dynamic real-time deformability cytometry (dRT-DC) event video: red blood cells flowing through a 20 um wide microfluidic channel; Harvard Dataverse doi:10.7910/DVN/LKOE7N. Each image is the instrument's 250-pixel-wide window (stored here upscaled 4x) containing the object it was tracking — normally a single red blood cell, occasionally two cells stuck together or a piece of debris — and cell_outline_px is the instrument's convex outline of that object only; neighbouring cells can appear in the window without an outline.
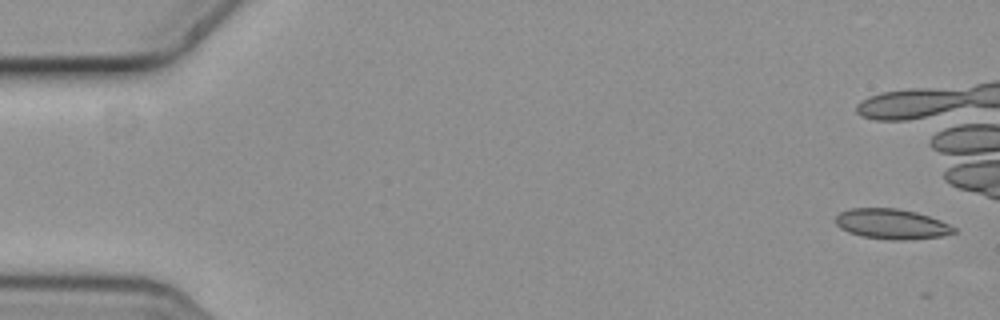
{"species": "common noctule bat (a hibernating species)", "species_latin": "Nyctalus noctula", "temperature_condition": "cold", "stored_images_in_passage": 8, "camera_frame_rate_fps": 3000, "um_per_image_px": 0.085, "animal": {"sex": "female", "body_mass_g": 19.3, "forearm_length_mm": 54.1}, "frame": {"image": 1, "passage_image": 1, "time_ms": 0.0, "image_size_px": [1000, 320], "cell_outline_px": [[956, 232], [940, 236], [908, 240], [892, 240], [860, 236], [848, 232], [840, 228], [836, 224], [836, 216], [840, 212], [848, 208], [896, 208], [916, 212], [940, 220], [956, 228]], "centroid_in_image_um": [75.77, 19.04], "position_along_channel_um": 9.2, "area_um2": 20.81}}